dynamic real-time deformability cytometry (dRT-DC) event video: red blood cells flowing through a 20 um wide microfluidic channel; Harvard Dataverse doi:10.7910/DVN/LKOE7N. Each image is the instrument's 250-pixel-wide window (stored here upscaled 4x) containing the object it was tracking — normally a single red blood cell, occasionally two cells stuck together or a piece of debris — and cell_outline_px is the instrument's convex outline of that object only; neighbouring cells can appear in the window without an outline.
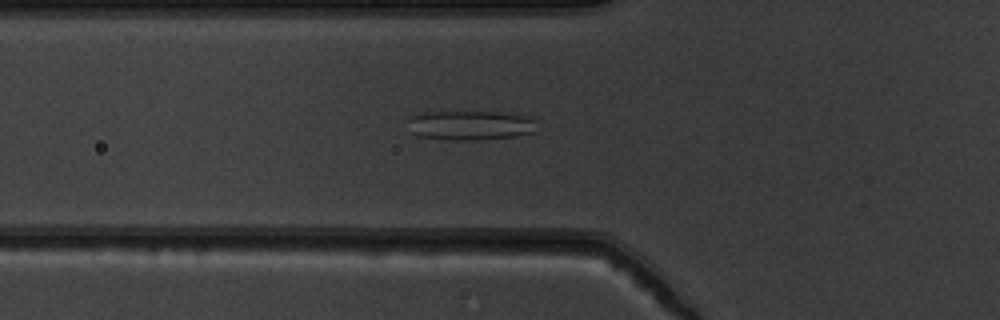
{"species": "common noctule bat (a hibernating species)", "species_latin": "Nyctalus noctula", "temperature_condition": "warm", "stored_images_in_passage": 54, "camera_frame_rate_fps": 3000, "um_per_image_px": 0.085, "animal": {"sex": "male", "body_mass_g": 19.5, "forearm_length_mm": 54.6}, "frame": {"image": 1, "passage_image": 20, "time_ms": 6.333, "image_size_px": [1000, 320], "cell_outline_px": [[536, 120], [532, 132], [516, 136], [480, 140], [452, 140], [420, 136], [412, 132], [412, 116], [424, 112], [496, 112], [532, 116]], "centroid_in_image_um": [40.06, 10.65], "position_along_channel_um": 85.7, "area_um2": 21.79}}
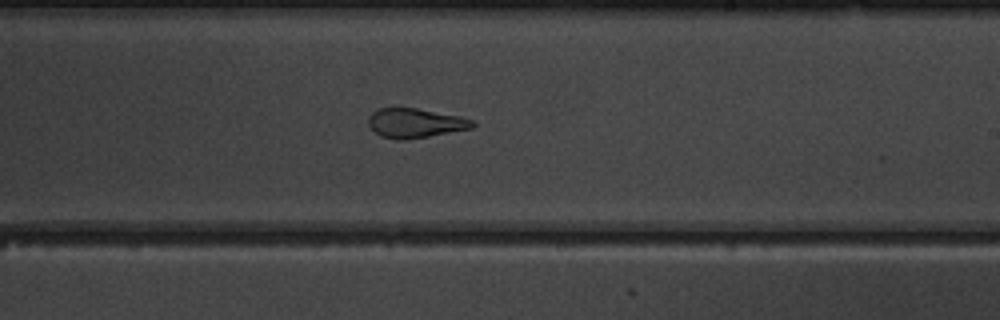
{"frame": {"image": 2, "passage_image": 33, "time_ms": 10.667, "image_size_px": [1000, 320], "cell_outline_px": [[476, 124], [472, 128], [428, 136], [404, 140], [400, 140], [380, 136], [368, 124], [368, 116], [376, 108], [416, 108], [460, 116], [472, 120]], "centroid_in_image_um": [35.27, 10.45], "position_along_channel_um": 253.7, "area_um2": 17.74}}
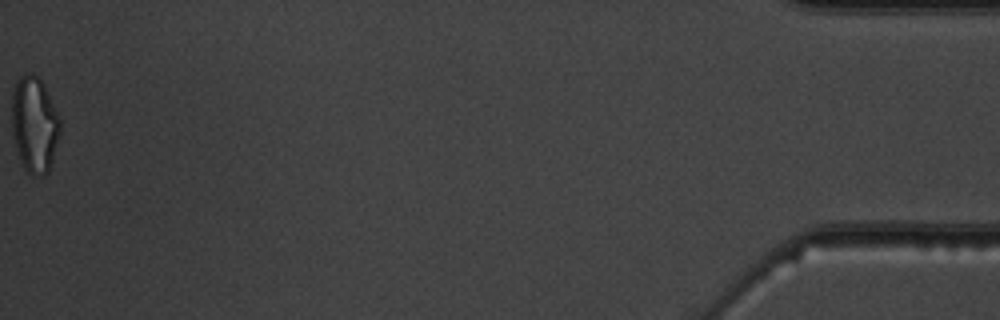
{"frame": {"image": 3, "passage_image": 54, "time_ms": 17.667, "image_size_px": [1000, 320], "cell_outline_px": [[60, 132], [52, 160], [48, 172], [44, 176], [32, 176], [24, 168], [20, 160], [12, 136], [12, 92], [16, 80], [20, 76], [28, 72], [32, 72], [44, 84], [60, 116]], "centroid_in_image_um": [2.92, 10.57], "position_along_channel_um": 432.3, "area_um2": 27.34}, "authors_computed_cell_mechanics": {"area_um2": 24.1026, "velocity_mm_per_s": 3.8596, "shape_relaxation_time_tau1_ms": null, "shape_relaxation_time_tau2_ms": 1.7386, "deformation_change_tau1": null, "deformation_change_tau2": 0.1077}}